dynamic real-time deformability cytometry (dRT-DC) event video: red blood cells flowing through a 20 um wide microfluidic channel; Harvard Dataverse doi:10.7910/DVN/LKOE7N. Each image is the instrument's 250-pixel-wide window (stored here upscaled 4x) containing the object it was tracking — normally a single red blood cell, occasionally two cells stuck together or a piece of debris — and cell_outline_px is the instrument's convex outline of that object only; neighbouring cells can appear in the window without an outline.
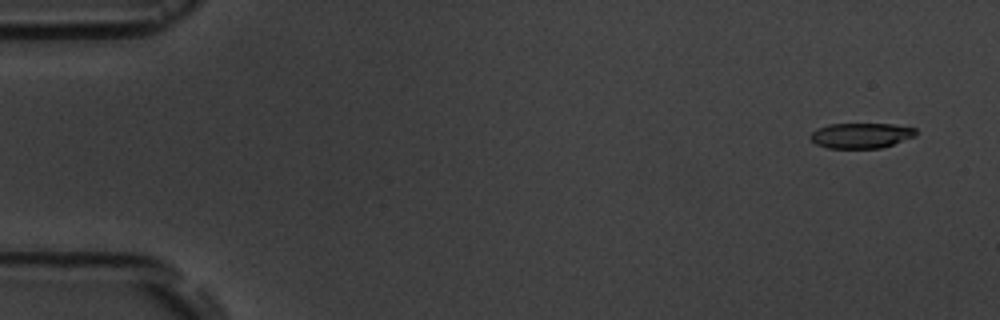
{"species": "common noctule bat (a hibernating species)", "species_latin": "Nyctalus noctula", "temperature_condition": "room temperature", "stored_images_in_passage": 4, "camera_frame_rate_fps": 3000, "um_per_image_px": 0.085, "animal": {"sex": "male", "body_mass_g": 19.5, "forearm_length_mm": 54.6}, "frame": {"image": 1, "passage_image": 1, "time_ms": 0.0, "image_size_px": [1000, 320], "cell_outline_px": [[916, 136], [880, 148], [828, 148], [816, 144], [808, 136], [816, 128], [828, 124], [892, 124], [916, 128]], "centroid_in_image_um": [73.16, 11.51], "position_along_channel_um": 11.8, "area_um2": 15.55}}